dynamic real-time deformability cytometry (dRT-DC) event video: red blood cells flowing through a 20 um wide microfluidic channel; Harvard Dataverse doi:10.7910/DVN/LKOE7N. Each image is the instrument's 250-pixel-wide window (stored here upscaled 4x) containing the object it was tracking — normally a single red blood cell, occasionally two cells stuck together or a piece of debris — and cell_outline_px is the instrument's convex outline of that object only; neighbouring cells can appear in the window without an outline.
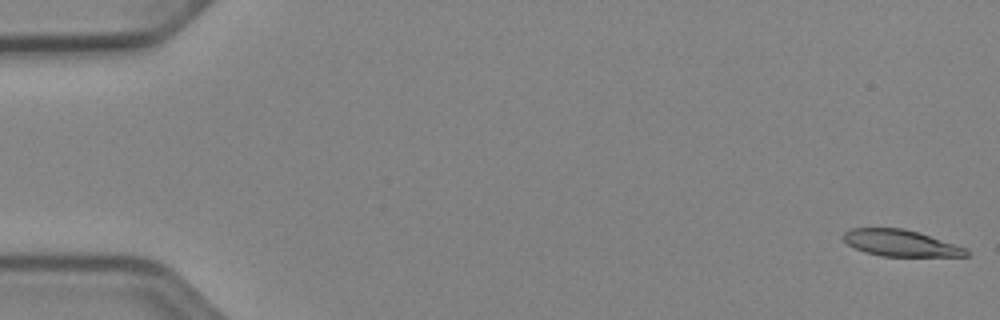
{"species": "Egyptian fruit bat (a non-hibernating species)", "species_latin": "Rousettus aegyptiacus", "temperature_condition": "cold", "stored_images_in_passage": 52, "camera_frame_rate_fps": 3000, "um_per_image_px": 0.085, "animal": {"sex": "female"}, "frame": {"image": 1, "passage_image": 1, "time_ms": 0.0, "image_size_px": [1000, 320], "cell_outline_px": [[972, 252], [968, 256], [884, 256], [864, 252], [848, 244], [840, 236], [848, 228], [904, 228], [920, 232], [968, 248]], "centroid_in_image_um": [76.58, 20.65], "position_along_channel_um": 8.4, "area_um2": 19.25}}
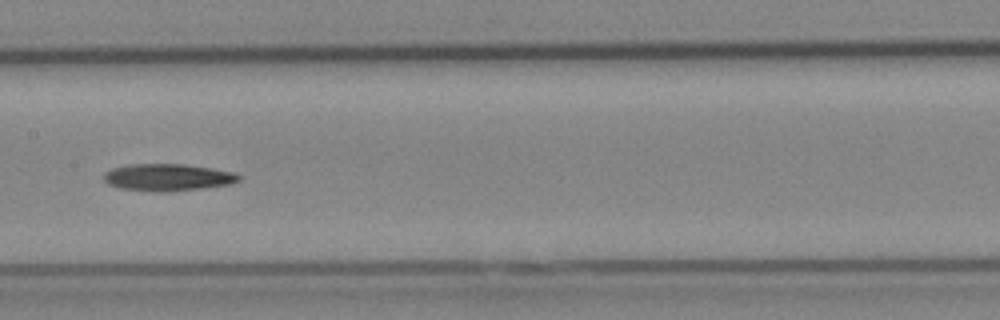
{"frame": {"image": 2, "passage_image": 27, "time_ms": 8.667, "image_size_px": [1000, 320], "cell_outline_px": [[240, 180], [228, 184], [200, 188], [168, 192], [160, 192], [120, 188], [108, 184], [104, 180], [104, 172], [112, 168], [132, 164], [184, 164], [212, 168], [236, 172], [240, 176]], "centroid_in_image_um": [14.25, 15.07], "position_along_channel_um": 193.1, "area_um2": 21.21}}
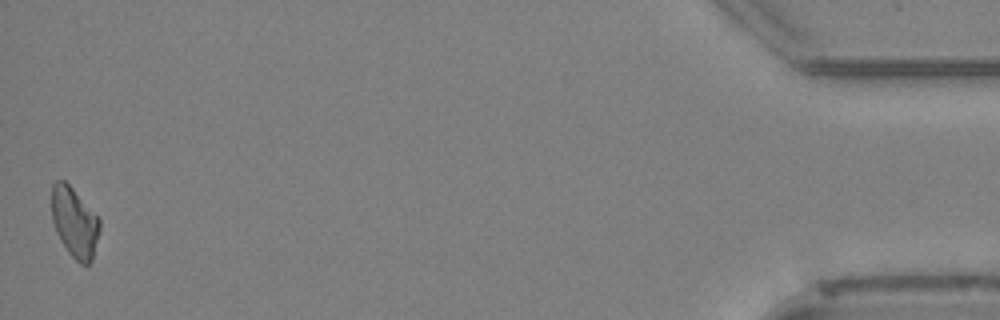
{"frame": {"image": 3, "passage_image": 52, "time_ms": 17.0, "image_size_px": [1000, 320], "cell_outline_px": [[100, 228], [92, 260], [88, 264], [80, 264], [68, 252], [60, 240], [56, 232], [52, 220], [52, 184], [56, 180], [64, 180], [72, 188], [100, 220]], "centroid_in_image_um": [6.32, 18.91], "position_along_channel_um": 428.9, "area_um2": 19.31}}